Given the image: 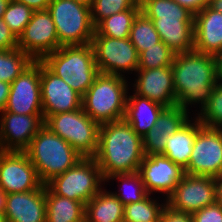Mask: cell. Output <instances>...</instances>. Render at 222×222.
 I'll return each instance as SVG.
<instances>
[{
  "label": "cell",
  "mask_w": 222,
  "mask_h": 222,
  "mask_svg": "<svg viewBox=\"0 0 222 222\" xmlns=\"http://www.w3.org/2000/svg\"><path fill=\"white\" fill-rule=\"evenodd\" d=\"M144 156L142 138L125 119L100 125L98 150L93 158L104 180L115 174L138 172Z\"/></svg>",
  "instance_id": "obj_1"
},
{
  "label": "cell",
  "mask_w": 222,
  "mask_h": 222,
  "mask_svg": "<svg viewBox=\"0 0 222 222\" xmlns=\"http://www.w3.org/2000/svg\"><path fill=\"white\" fill-rule=\"evenodd\" d=\"M171 68L177 105L188 112L189 104L200 103L202 109L219 82L214 56L195 50L175 54Z\"/></svg>",
  "instance_id": "obj_2"
},
{
  "label": "cell",
  "mask_w": 222,
  "mask_h": 222,
  "mask_svg": "<svg viewBox=\"0 0 222 222\" xmlns=\"http://www.w3.org/2000/svg\"><path fill=\"white\" fill-rule=\"evenodd\" d=\"M141 12L150 18L160 40L175 54L194 50V14L174 0H141Z\"/></svg>",
  "instance_id": "obj_3"
},
{
  "label": "cell",
  "mask_w": 222,
  "mask_h": 222,
  "mask_svg": "<svg viewBox=\"0 0 222 222\" xmlns=\"http://www.w3.org/2000/svg\"><path fill=\"white\" fill-rule=\"evenodd\" d=\"M24 152L44 185L84 158L66 140L45 125L32 138Z\"/></svg>",
  "instance_id": "obj_4"
},
{
  "label": "cell",
  "mask_w": 222,
  "mask_h": 222,
  "mask_svg": "<svg viewBox=\"0 0 222 222\" xmlns=\"http://www.w3.org/2000/svg\"><path fill=\"white\" fill-rule=\"evenodd\" d=\"M125 78L99 73L82 96L83 111L99 125L124 119L130 89Z\"/></svg>",
  "instance_id": "obj_5"
},
{
  "label": "cell",
  "mask_w": 222,
  "mask_h": 222,
  "mask_svg": "<svg viewBox=\"0 0 222 222\" xmlns=\"http://www.w3.org/2000/svg\"><path fill=\"white\" fill-rule=\"evenodd\" d=\"M81 96L99 74L92 44L61 46L41 60Z\"/></svg>",
  "instance_id": "obj_6"
},
{
  "label": "cell",
  "mask_w": 222,
  "mask_h": 222,
  "mask_svg": "<svg viewBox=\"0 0 222 222\" xmlns=\"http://www.w3.org/2000/svg\"><path fill=\"white\" fill-rule=\"evenodd\" d=\"M61 46L90 44L95 34L90 7L74 0H52L47 8Z\"/></svg>",
  "instance_id": "obj_7"
},
{
  "label": "cell",
  "mask_w": 222,
  "mask_h": 222,
  "mask_svg": "<svg viewBox=\"0 0 222 222\" xmlns=\"http://www.w3.org/2000/svg\"><path fill=\"white\" fill-rule=\"evenodd\" d=\"M44 125L66 140L81 156H95L100 125L83 108L50 115L44 120Z\"/></svg>",
  "instance_id": "obj_8"
},
{
  "label": "cell",
  "mask_w": 222,
  "mask_h": 222,
  "mask_svg": "<svg viewBox=\"0 0 222 222\" xmlns=\"http://www.w3.org/2000/svg\"><path fill=\"white\" fill-rule=\"evenodd\" d=\"M102 182L105 184L96 160L93 157H84L46 185L56 195L86 204L102 189Z\"/></svg>",
  "instance_id": "obj_9"
},
{
  "label": "cell",
  "mask_w": 222,
  "mask_h": 222,
  "mask_svg": "<svg viewBox=\"0 0 222 222\" xmlns=\"http://www.w3.org/2000/svg\"><path fill=\"white\" fill-rule=\"evenodd\" d=\"M99 73L125 77L126 71H137L139 54L129 38L93 36L91 42Z\"/></svg>",
  "instance_id": "obj_10"
},
{
  "label": "cell",
  "mask_w": 222,
  "mask_h": 222,
  "mask_svg": "<svg viewBox=\"0 0 222 222\" xmlns=\"http://www.w3.org/2000/svg\"><path fill=\"white\" fill-rule=\"evenodd\" d=\"M217 195V178L185 174L165 202L176 211L193 214L217 202Z\"/></svg>",
  "instance_id": "obj_11"
},
{
  "label": "cell",
  "mask_w": 222,
  "mask_h": 222,
  "mask_svg": "<svg viewBox=\"0 0 222 222\" xmlns=\"http://www.w3.org/2000/svg\"><path fill=\"white\" fill-rule=\"evenodd\" d=\"M185 174L218 178L222 172V130L201 125Z\"/></svg>",
  "instance_id": "obj_12"
},
{
  "label": "cell",
  "mask_w": 222,
  "mask_h": 222,
  "mask_svg": "<svg viewBox=\"0 0 222 222\" xmlns=\"http://www.w3.org/2000/svg\"><path fill=\"white\" fill-rule=\"evenodd\" d=\"M3 111L23 115H43L40 60H34L11 84Z\"/></svg>",
  "instance_id": "obj_13"
},
{
  "label": "cell",
  "mask_w": 222,
  "mask_h": 222,
  "mask_svg": "<svg viewBox=\"0 0 222 222\" xmlns=\"http://www.w3.org/2000/svg\"><path fill=\"white\" fill-rule=\"evenodd\" d=\"M43 185L24 151L0 150V188L6 194L33 191Z\"/></svg>",
  "instance_id": "obj_14"
},
{
  "label": "cell",
  "mask_w": 222,
  "mask_h": 222,
  "mask_svg": "<svg viewBox=\"0 0 222 222\" xmlns=\"http://www.w3.org/2000/svg\"><path fill=\"white\" fill-rule=\"evenodd\" d=\"M18 48L33 60H42L59 48L55 23L47 9L33 12L30 22L18 37Z\"/></svg>",
  "instance_id": "obj_15"
},
{
  "label": "cell",
  "mask_w": 222,
  "mask_h": 222,
  "mask_svg": "<svg viewBox=\"0 0 222 222\" xmlns=\"http://www.w3.org/2000/svg\"><path fill=\"white\" fill-rule=\"evenodd\" d=\"M41 102L44 120L56 113L82 108V96L40 60Z\"/></svg>",
  "instance_id": "obj_16"
},
{
  "label": "cell",
  "mask_w": 222,
  "mask_h": 222,
  "mask_svg": "<svg viewBox=\"0 0 222 222\" xmlns=\"http://www.w3.org/2000/svg\"><path fill=\"white\" fill-rule=\"evenodd\" d=\"M138 173L147 194L160 192L166 199L185 175V170L162 154L145 155Z\"/></svg>",
  "instance_id": "obj_17"
},
{
  "label": "cell",
  "mask_w": 222,
  "mask_h": 222,
  "mask_svg": "<svg viewBox=\"0 0 222 222\" xmlns=\"http://www.w3.org/2000/svg\"><path fill=\"white\" fill-rule=\"evenodd\" d=\"M0 150L24 151L44 126L43 115H23L0 111Z\"/></svg>",
  "instance_id": "obj_18"
},
{
  "label": "cell",
  "mask_w": 222,
  "mask_h": 222,
  "mask_svg": "<svg viewBox=\"0 0 222 222\" xmlns=\"http://www.w3.org/2000/svg\"><path fill=\"white\" fill-rule=\"evenodd\" d=\"M138 79H135V94L149 98L164 107L177 105L174 91L173 71L171 67L137 70Z\"/></svg>",
  "instance_id": "obj_19"
},
{
  "label": "cell",
  "mask_w": 222,
  "mask_h": 222,
  "mask_svg": "<svg viewBox=\"0 0 222 222\" xmlns=\"http://www.w3.org/2000/svg\"><path fill=\"white\" fill-rule=\"evenodd\" d=\"M4 214L7 222H46V185L23 193H8Z\"/></svg>",
  "instance_id": "obj_20"
},
{
  "label": "cell",
  "mask_w": 222,
  "mask_h": 222,
  "mask_svg": "<svg viewBox=\"0 0 222 222\" xmlns=\"http://www.w3.org/2000/svg\"><path fill=\"white\" fill-rule=\"evenodd\" d=\"M189 112L179 105L165 107L158 116L154 127L142 138L145 155L162 154L167 139L189 119Z\"/></svg>",
  "instance_id": "obj_21"
},
{
  "label": "cell",
  "mask_w": 222,
  "mask_h": 222,
  "mask_svg": "<svg viewBox=\"0 0 222 222\" xmlns=\"http://www.w3.org/2000/svg\"><path fill=\"white\" fill-rule=\"evenodd\" d=\"M194 50L210 55L222 50V12L209 5L194 15Z\"/></svg>",
  "instance_id": "obj_22"
},
{
  "label": "cell",
  "mask_w": 222,
  "mask_h": 222,
  "mask_svg": "<svg viewBox=\"0 0 222 222\" xmlns=\"http://www.w3.org/2000/svg\"><path fill=\"white\" fill-rule=\"evenodd\" d=\"M164 108L163 105L134 93L127 96L124 119L134 132L143 138L154 127Z\"/></svg>",
  "instance_id": "obj_23"
},
{
  "label": "cell",
  "mask_w": 222,
  "mask_h": 222,
  "mask_svg": "<svg viewBox=\"0 0 222 222\" xmlns=\"http://www.w3.org/2000/svg\"><path fill=\"white\" fill-rule=\"evenodd\" d=\"M193 120V122L188 120L173 135L169 136L162 153L183 169L188 166L198 128L202 125L197 118Z\"/></svg>",
  "instance_id": "obj_24"
},
{
  "label": "cell",
  "mask_w": 222,
  "mask_h": 222,
  "mask_svg": "<svg viewBox=\"0 0 222 222\" xmlns=\"http://www.w3.org/2000/svg\"><path fill=\"white\" fill-rule=\"evenodd\" d=\"M87 222H124V205L113 194L101 189L86 203Z\"/></svg>",
  "instance_id": "obj_25"
},
{
  "label": "cell",
  "mask_w": 222,
  "mask_h": 222,
  "mask_svg": "<svg viewBox=\"0 0 222 222\" xmlns=\"http://www.w3.org/2000/svg\"><path fill=\"white\" fill-rule=\"evenodd\" d=\"M86 204L56 195L46 185V222H82Z\"/></svg>",
  "instance_id": "obj_26"
},
{
  "label": "cell",
  "mask_w": 222,
  "mask_h": 222,
  "mask_svg": "<svg viewBox=\"0 0 222 222\" xmlns=\"http://www.w3.org/2000/svg\"><path fill=\"white\" fill-rule=\"evenodd\" d=\"M140 11L141 9H129L110 15L95 26L93 36H106L117 39L129 38L132 23Z\"/></svg>",
  "instance_id": "obj_27"
},
{
  "label": "cell",
  "mask_w": 222,
  "mask_h": 222,
  "mask_svg": "<svg viewBox=\"0 0 222 222\" xmlns=\"http://www.w3.org/2000/svg\"><path fill=\"white\" fill-rule=\"evenodd\" d=\"M129 39L139 55L161 41L153 21L141 11L132 23Z\"/></svg>",
  "instance_id": "obj_28"
},
{
  "label": "cell",
  "mask_w": 222,
  "mask_h": 222,
  "mask_svg": "<svg viewBox=\"0 0 222 222\" xmlns=\"http://www.w3.org/2000/svg\"><path fill=\"white\" fill-rule=\"evenodd\" d=\"M33 61L19 48L0 50V81L11 84Z\"/></svg>",
  "instance_id": "obj_29"
},
{
  "label": "cell",
  "mask_w": 222,
  "mask_h": 222,
  "mask_svg": "<svg viewBox=\"0 0 222 222\" xmlns=\"http://www.w3.org/2000/svg\"><path fill=\"white\" fill-rule=\"evenodd\" d=\"M148 194L140 202L124 206V222H159L162 209L166 203H157Z\"/></svg>",
  "instance_id": "obj_30"
},
{
  "label": "cell",
  "mask_w": 222,
  "mask_h": 222,
  "mask_svg": "<svg viewBox=\"0 0 222 222\" xmlns=\"http://www.w3.org/2000/svg\"><path fill=\"white\" fill-rule=\"evenodd\" d=\"M114 180L118 179V181L121 182L122 188L128 190L125 192L119 189L118 194L117 192L113 193L120 201L121 203L125 206L130 203L134 202H140L142 199H144L148 194L145 190L144 183L142 181L141 175L136 172V173H130V174H115L110 177H107L105 179V182L109 180ZM133 188V189H132ZM121 191V192H120Z\"/></svg>",
  "instance_id": "obj_31"
},
{
  "label": "cell",
  "mask_w": 222,
  "mask_h": 222,
  "mask_svg": "<svg viewBox=\"0 0 222 222\" xmlns=\"http://www.w3.org/2000/svg\"><path fill=\"white\" fill-rule=\"evenodd\" d=\"M197 113L203 126L222 130V81L214 87L206 105Z\"/></svg>",
  "instance_id": "obj_32"
},
{
  "label": "cell",
  "mask_w": 222,
  "mask_h": 222,
  "mask_svg": "<svg viewBox=\"0 0 222 222\" xmlns=\"http://www.w3.org/2000/svg\"><path fill=\"white\" fill-rule=\"evenodd\" d=\"M175 53L162 41L139 55L138 70L171 67Z\"/></svg>",
  "instance_id": "obj_33"
},
{
  "label": "cell",
  "mask_w": 222,
  "mask_h": 222,
  "mask_svg": "<svg viewBox=\"0 0 222 222\" xmlns=\"http://www.w3.org/2000/svg\"><path fill=\"white\" fill-rule=\"evenodd\" d=\"M141 9L139 0H93L90 7L91 19L96 26L101 20L110 15L129 10Z\"/></svg>",
  "instance_id": "obj_34"
},
{
  "label": "cell",
  "mask_w": 222,
  "mask_h": 222,
  "mask_svg": "<svg viewBox=\"0 0 222 222\" xmlns=\"http://www.w3.org/2000/svg\"><path fill=\"white\" fill-rule=\"evenodd\" d=\"M33 10L16 0H10L6 11L3 14V21L18 38L30 22Z\"/></svg>",
  "instance_id": "obj_35"
},
{
  "label": "cell",
  "mask_w": 222,
  "mask_h": 222,
  "mask_svg": "<svg viewBox=\"0 0 222 222\" xmlns=\"http://www.w3.org/2000/svg\"><path fill=\"white\" fill-rule=\"evenodd\" d=\"M193 222H222V207L218 202L192 214Z\"/></svg>",
  "instance_id": "obj_36"
},
{
  "label": "cell",
  "mask_w": 222,
  "mask_h": 222,
  "mask_svg": "<svg viewBox=\"0 0 222 222\" xmlns=\"http://www.w3.org/2000/svg\"><path fill=\"white\" fill-rule=\"evenodd\" d=\"M18 48V38L0 18V50H12Z\"/></svg>",
  "instance_id": "obj_37"
},
{
  "label": "cell",
  "mask_w": 222,
  "mask_h": 222,
  "mask_svg": "<svg viewBox=\"0 0 222 222\" xmlns=\"http://www.w3.org/2000/svg\"><path fill=\"white\" fill-rule=\"evenodd\" d=\"M159 222H193L192 214L176 211L167 204L162 209Z\"/></svg>",
  "instance_id": "obj_38"
},
{
  "label": "cell",
  "mask_w": 222,
  "mask_h": 222,
  "mask_svg": "<svg viewBox=\"0 0 222 222\" xmlns=\"http://www.w3.org/2000/svg\"><path fill=\"white\" fill-rule=\"evenodd\" d=\"M194 15L210 4V0H174Z\"/></svg>",
  "instance_id": "obj_39"
},
{
  "label": "cell",
  "mask_w": 222,
  "mask_h": 222,
  "mask_svg": "<svg viewBox=\"0 0 222 222\" xmlns=\"http://www.w3.org/2000/svg\"><path fill=\"white\" fill-rule=\"evenodd\" d=\"M30 7L33 11L45 10L52 0H16Z\"/></svg>",
  "instance_id": "obj_40"
},
{
  "label": "cell",
  "mask_w": 222,
  "mask_h": 222,
  "mask_svg": "<svg viewBox=\"0 0 222 222\" xmlns=\"http://www.w3.org/2000/svg\"><path fill=\"white\" fill-rule=\"evenodd\" d=\"M10 93V84L0 81V111H3Z\"/></svg>",
  "instance_id": "obj_41"
},
{
  "label": "cell",
  "mask_w": 222,
  "mask_h": 222,
  "mask_svg": "<svg viewBox=\"0 0 222 222\" xmlns=\"http://www.w3.org/2000/svg\"><path fill=\"white\" fill-rule=\"evenodd\" d=\"M213 56H214L215 69H216L218 80L222 81V50L215 53Z\"/></svg>",
  "instance_id": "obj_42"
},
{
  "label": "cell",
  "mask_w": 222,
  "mask_h": 222,
  "mask_svg": "<svg viewBox=\"0 0 222 222\" xmlns=\"http://www.w3.org/2000/svg\"><path fill=\"white\" fill-rule=\"evenodd\" d=\"M209 6L217 12H222V0H210Z\"/></svg>",
  "instance_id": "obj_43"
},
{
  "label": "cell",
  "mask_w": 222,
  "mask_h": 222,
  "mask_svg": "<svg viewBox=\"0 0 222 222\" xmlns=\"http://www.w3.org/2000/svg\"><path fill=\"white\" fill-rule=\"evenodd\" d=\"M5 198H6V193L0 188V212H4Z\"/></svg>",
  "instance_id": "obj_44"
},
{
  "label": "cell",
  "mask_w": 222,
  "mask_h": 222,
  "mask_svg": "<svg viewBox=\"0 0 222 222\" xmlns=\"http://www.w3.org/2000/svg\"><path fill=\"white\" fill-rule=\"evenodd\" d=\"M10 0H0V18L3 17L4 12L9 4Z\"/></svg>",
  "instance_id": "obj_45"
},
{
  "label": "cell",
  "mask_w": 222,
  "mask_h": 222,
  "mask_svg": "<svg viewBox=\"0 0 222 222\" xmlns=\"http://www.w3.org/2000/svg\"><path fill=\"white\" fill-rule=\"evenodd\" d=\"M217 202L222 207V184H218V195H217Z\"/></svg>",
  "instance_id": "obj_46"
},
{
  "label": "cell",
  "mask_w": 222,
  "mask_h": 222,
  "mask_svg": "<svg viewBox=\"0 0 222 222\" xmlns=\"http://www.w3.org/2000/svg\"><path fill=\"white\" fill-rule=\"evenodd\" d=\"M74 1L82 3V4L87 5L89 7H91V5L93 3V0H74Z\"/></svg>",
  "instance_id": "obj_47"
},
{
  "label": "cell",
  "mask_w": 222,
  "mask_h": 222,
  "mask_svg": "<svg viewBox=\"0 0 222 222\" xmlns=\"http://www.w3.org/2000/svg\"><path fill=\"white\" fill-rule=\"evenodd\" d=\"M0 222H7V218L4 212H0Z\"/></svg>",
  "instance_id": "obj_48"
},
{
  "label": "cell",
  "mask_w": 222,
  "mask_h": 222,
  "mask_svg": "<svg viewBox=\"0 0 222 222\" xmlns=\"http://www.w3.org/2000/svg\"><path fill=\"white\" fill-rule=\"evenodd\" d=\"M217 182H218V184H222V172H221L220 176L217 178Z\"/></svg>",
  "instance_id": "obj_49"
}]
</instances>
